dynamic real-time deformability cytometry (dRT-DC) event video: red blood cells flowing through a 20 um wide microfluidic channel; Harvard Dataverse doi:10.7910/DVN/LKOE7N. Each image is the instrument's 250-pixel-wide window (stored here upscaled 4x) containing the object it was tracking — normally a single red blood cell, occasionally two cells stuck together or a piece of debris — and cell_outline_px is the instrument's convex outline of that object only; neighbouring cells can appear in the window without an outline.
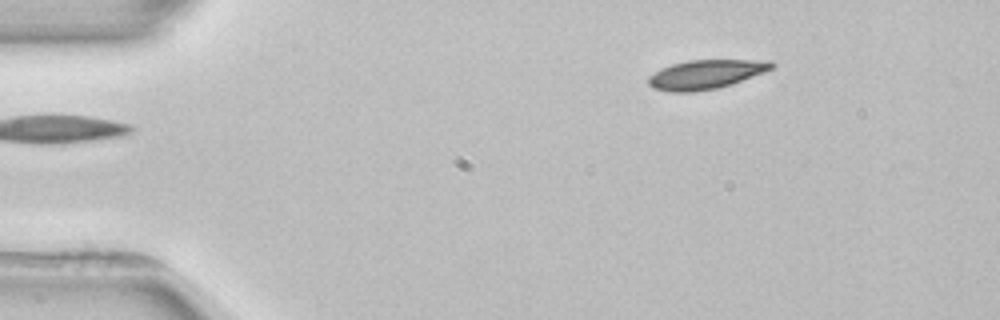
{"species": "common noctule bat (a hibernating species)", "species_latin": "Nyctalus noctula", "temperature_condition": "room temperature", "stored_images_in_passage": 3, "camera_frame_rate_fps": 3000, "um_per_image_px": 0.085, "animal": {"sex": "female", "body_mass_g": 22.7, "forearm_length_mm": 54.2}, "frame": {"image": 1, "passage_image": 1, "time_ms": 0.0, "image_size_px": [1000, 320], "cell_outline_px": [[776, 64], [772, 68], [764, 72], [732, 84], [716, 88], [692, 92], [668, 92], [652, 88], [648, 84], [648, 76], [672, 64], [688, 60], [772, 60]], "centroid_in_image_um": [60.0, 6.32], "position_along_channel_um": 25.0, "area_um2": 20.87}}
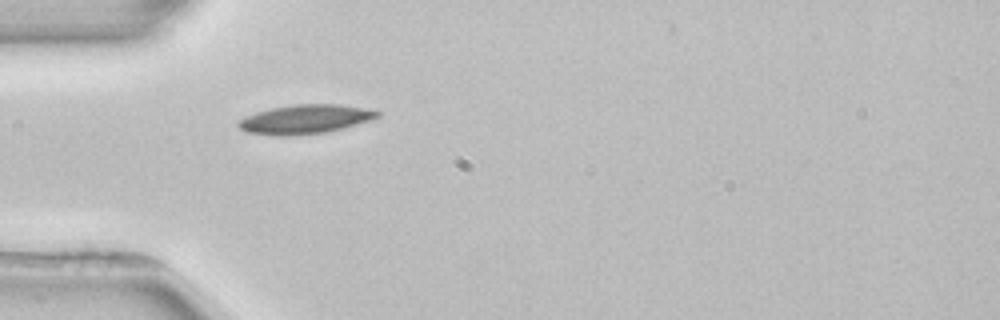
{"frame": {"image": 2, "passage_image": 3, "time_ms": 2.667, "image_size_px": [1000, 320], "cell_outline_px": [[380, 116], [344, 128], [328, 132], [288, 136], [280, 136], [248, 132], [240, 128], [236, 124], [244, 116], [256, 112], [272, 108], [296, 104], [340, 104], [364, 108], [380, 112]], "centroid_in_image_um": [25.92, 10.13], "position_along_channel_um": 59.1, "area_um2": 23.41}}